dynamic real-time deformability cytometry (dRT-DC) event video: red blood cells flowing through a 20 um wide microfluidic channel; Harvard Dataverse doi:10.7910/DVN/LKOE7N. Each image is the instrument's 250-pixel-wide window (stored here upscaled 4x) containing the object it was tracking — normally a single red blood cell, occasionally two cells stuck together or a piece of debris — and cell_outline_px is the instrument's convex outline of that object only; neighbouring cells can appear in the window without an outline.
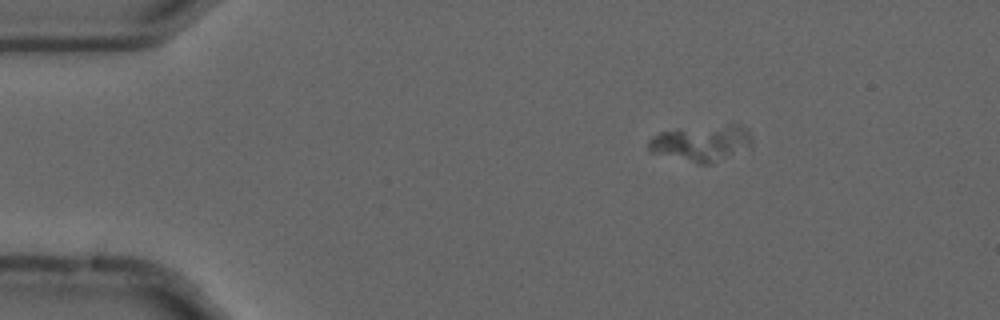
{"species": "common noctule bat (a hibernating species)", "species_latin": "Nyctalus noctula", "temperature_condition": "cold", "stored_images_in_passage": 54, "camera_frame_rate_fps": 3000, "um_per_image_px": 0.085, "animal": {"sex": "male", "forearm_length_mm": 52.5}, "frame": {"image": 1, "passage_image": 9, "time_ms": 2.667, "image_size_px": [1000, 320], "cell_outline_px": [[752, 144], [708, 164], [696, 164], [652, 152], [648, 148], [648, 140], [660, 132], [732, 124], [736, 124], [744, 128], [748, 132], [752, 140]], "centroid_in_image_um": [59.57, 12.17], "position_along_channel_um": 25.4, "area_um2": 20.81}}